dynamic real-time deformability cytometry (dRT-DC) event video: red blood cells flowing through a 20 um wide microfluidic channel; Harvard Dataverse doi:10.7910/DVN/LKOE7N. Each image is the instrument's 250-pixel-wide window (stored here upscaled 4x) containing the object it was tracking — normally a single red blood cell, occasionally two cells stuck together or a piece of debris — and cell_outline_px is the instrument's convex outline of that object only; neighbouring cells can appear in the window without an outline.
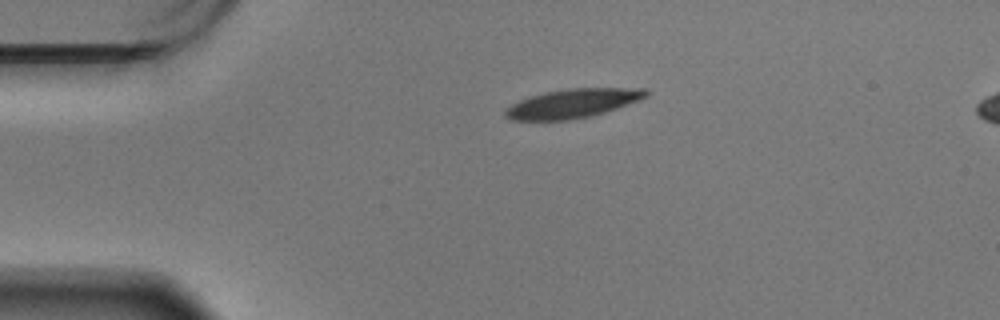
{"species": "Egyptian fruit bat (a non-hibernating species)", "species_latin": "Rousettus aegyptiacus", "temperature_condition": "warm", "stored_images_in_passage": 47, "camera_frame_rate_fps": 3000, "um_per_image_px": 0.085, "animal": {"sex": "male"}, "frame": {"image": 1, "passage_image": 1, "time_ms": 0.0, "image_size_px": [1000, 320], "cell_outline_px": [[648, 96], [616, 108], [592, 116], [568, 120], [512, 120], [504, 116], [504, 112], [512, 104], [520, 100], [544, 92], [568, 88], [648, 88]], "centroid_in_image_um": [48.68, 8.78], "position_along_channel_um": 36.3, "area_um2": 23.58}}
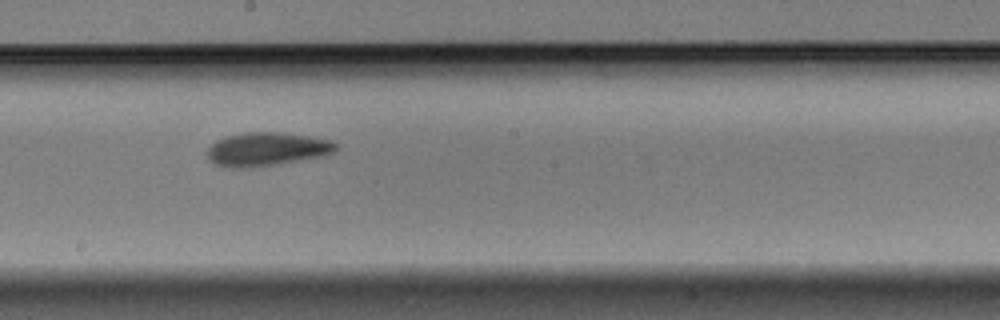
{"frame": {"image": 2, "passage_image": 21, "time_ms": 6.667, "image_size_px": [1000, 320], "cell_outline_px": [[336, 152], [324, 156], [276, 164], [248, 168], [224, 168], [212, 164], [208, 160], [204, 152], [216, 140], [228, 136], [244, 132], [284, 132], [308, 136], [328, 140], [336, 144]], "centroid_in_image_um": [22.6, 12.69], "position_along_channel_um": 225.6, "area_um2": 25.49}}
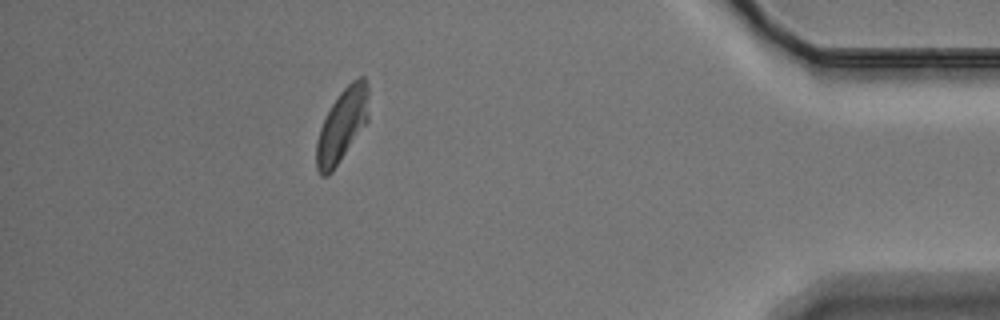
{"frame": {"image": 3, "passage_image": 41, "time_ms": 13.333, "image_size_px": [1000, 320], "cell_outline_px": [[368, 120], [332, 172], [328, 176], [320, 176], [316, 168], [316, 144], [320, 128], [332, 104], [340, 92], [352, 80], [360, 76], [364, 76], [368, 84]], "centroid_in_image_um": [29.07, 10.64], "position_along_channel_um": 406.1, "area_um2": 22.02}, "authors_computed_cell_mechanics": {"area_um2": 23.5824, "velocity_mm_per_s": 3.4077, "shape_relaxation_time_tau1_ms": 3.2686, "shape_relaxation_time_tau2_ms": 4.0266, "deformation_change_tau1": 0.148, "deformation_change_tau2": 0.1012}}